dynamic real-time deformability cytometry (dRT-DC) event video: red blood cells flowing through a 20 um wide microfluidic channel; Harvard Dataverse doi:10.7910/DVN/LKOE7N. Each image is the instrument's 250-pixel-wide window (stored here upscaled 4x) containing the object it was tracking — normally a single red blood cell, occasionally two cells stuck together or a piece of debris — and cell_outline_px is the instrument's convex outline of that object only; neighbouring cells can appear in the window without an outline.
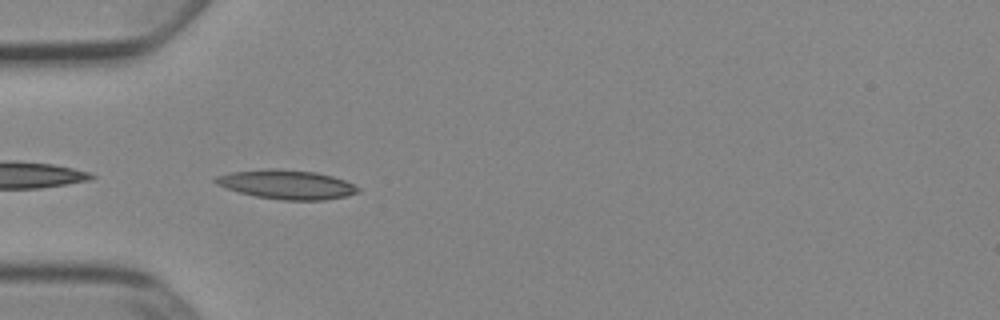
{"species": "Egyptian fruit bat (a non-hibernating species)", "species_latin": "Rousettus aegyptiacus", "temperature_condition": "cold", "stored_images_in_passage": 38, "camera_frame_rate_fps": 3000, "um_per_image_px": 0.085, "animal": {"sex": "female"}, "frame": {"image": 1, "passage_image": 1, "time_ms": 0.0, "image_size_px": [1000, 320], "cell_outline_px": [[360, 192], [348, 196], [324, 200], [284, 200], [256, 196], [240, 192], [216, 184], [212, 180], [216, 176], [228, 172], [268, 168], [276, 168], [316, 172], [332, 176], [344, 180], [360, 188]], "centroid_in_image_um": [24.37, 15.67], "position_along_channel_um": 60.6, "area_um2": 24.28}}
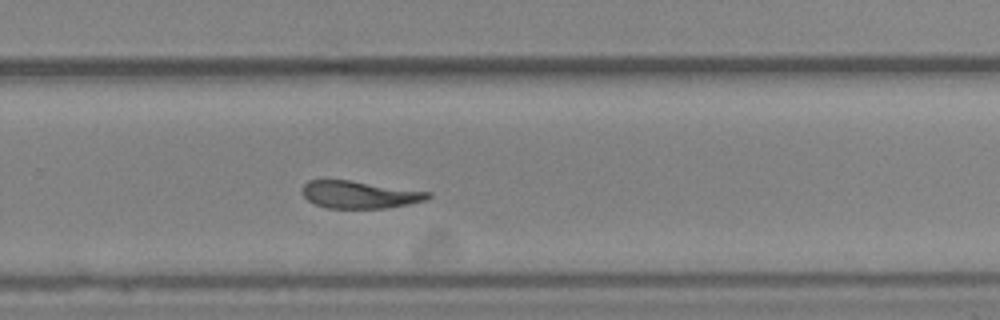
{"frame": {"image": 2, "passage_image": 20, "time_ms": 6.333, "image_size_px": [1000, 320], "cell_outline_px": [[432, 196], [428, 200], [388, 208], [328, 208], [316, 204], [308, 200], [300, 192], [300, 188], [308, 180], [348, 180], [432, 192]], "centroid_in_image_um": [30.57, 16.54], "position_along_channel_um": 299.2, "area_um2": 20.17}}
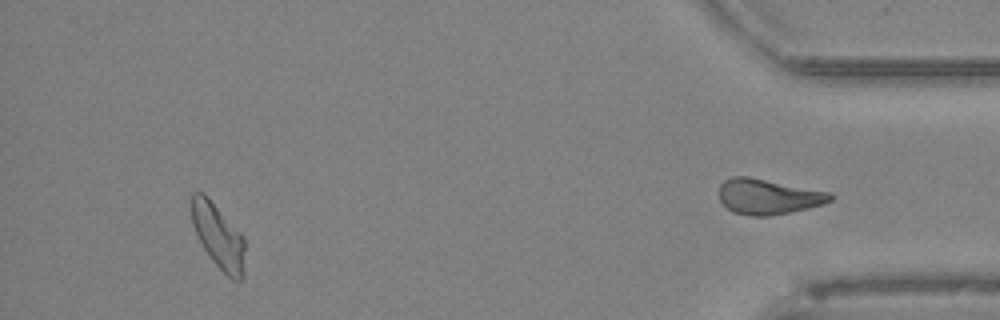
{"frame": {"image": 3, "passage_image": 34, "time_ms": 11.0, "image_size_px": [1000, 320], "cell_outline_px": [[244, 280], [232, 280], [212, 260], [204, 248], [192, 224], [188, 200], [192, 192], [204, 192], [208, 196], [244, 236]], "centroid_in_image_um": [18.53, 20.01], "position_along_channel_um": 416.7, "area_um2": 20.46}, "authors_computed_cell_mechanics": {"area_um2": 21.097, "velocity_mm_per_s": 3.8814, "shape_relaxation_time_tau1_ms": null, "shape_relaxation_time_tau2_ms": 4.8216, "deformation_change_tau1": null, "deformation_change_tau2": 0.1369}}